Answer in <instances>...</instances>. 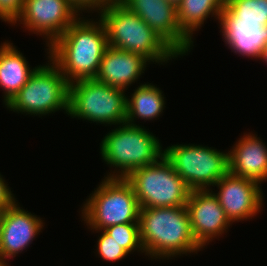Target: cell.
<instances>
[{"label":"cell","mask_w":267,"mask_h":266,"mask_svg":"<svg viewBox=\"0 0 267 266\" xmlns=\"http://www.w3.org/2000/svg\"><path fill=\"white\" fill-rule=\"evenodd\" d=\"M26 57L10 41L0 44V88L3 104L6 106L20 89L28 82L37 69L30 67Z\"/></svg>","instance_id":"18"},{"label":"cell","mask_w":267,"mask_h":266,"mask_svg":"<svg viewBox=\"0 0 267 266\" xmlns=\"http://www.w3.org/2000/svg\"><path fill=\"white\" fill-rule=\"evenodd\" d=\"M186 208L192 234L203 249L214 239L219 240L233 224L210 189L192 190Z\"/></svg>","instance_id":"13"},{"label":"cell","mask_w":267,"mask_h":266,"mask_svg":"<svg viewBox=\"0 0 267 266\" xmlns=\"http://www.w3.org/2000/svg\"><path fill=\"white\" fill-rule=\"evenodd\" d=\"M218 23L222 38L231 52L255 60L260 59L267 44V25H263V21H234L222 9Z\"/></svg>","instance_id":"15"},{"label":"cell","mask_w":267,"mask_h":266,"mask_svg":"<svg viewBox=\"0 0 267 266\" xmlns=\"http://www.w3.org/2000/svg\"><path fill=\"white\" fill-rule=\"evenodd\" d=\"M131 95H127L126 123L140 126L137 120L152 121L163 115L166 101L163 91L152 83H140ZM129 97V98H128ZM157 118V119H156Z\"/></svg>","instance_id":"19"},{"label":"cell","mask_w":267,"mask_h":266,"mask_svg":"<svg viewBox=\"0 0 267 266\" xmlns=\"http://www.w3.org/2000/svg\"><path fill=\"white\" fill-rule=\"evenodd\" d=\"M6 180L0 173V209H7L8 207L12 206L16 201L17 198L12 193L10 187L8 186Z\"/></svg>","instance_id":"26"},{"label":"cell","mask_w":267,"mask_h":266,"mask_svg":"<svg viewBox=\"0 0 267 266\" xmlns=\"http://www.w3.org/2000/svg\"><path fill=\"white\" fill-rule=\"evenodd\" d=\"M164 156L191 190L212 189L228 171V151L200 144H174Z\"/></svg>","instance_id":"9"},{"label":"cell","mask_w":267,"mask_h":266,"mask_svg":"<svg viewBox=\"0 0 267 266\" xmlns=\"http://www.w3.org/2000/svg\"><path fill=\"white\" fill-rule=\"evenodd\" d=\"M48 63L39 65L28 82L4 107L15 113L46 116L69 112V82L59 67L47 56Z\"/></svg>","instance_id":"6"},{"label":"cell","mask_w":267,"mask_h":266,"mask_svg":"<svg viewBox=\"0 0 267 266\" xmlns=\"http://www.w3.org/2000/svg\"><path fill=\"white\" fill-rule=\"evenodd\" d=\"M104 231L120 244L128 254L132 252L144 253L140 240L139 223H124L112 225L104 229Z\"/></svg>","instance_id":"22"},{"label":"cell","mask_w":267,"mask_h":266,"mask_svg":"<svg viewBox=\"0 0 267 266\" xmlns=\"http://www.w3.org/2000/svg\"><path fill=\"white\" fill-rule=\"evenodd\" d=\"M18 203L5 209L0 229V257L6 261L25 251L45 225L43 218L26 211Z\"/></svg>","instance_id":"14"},{"label":"cell","mask_w":267,"mask_h":266,"mask_svg":"<svg viewBox=\"0 0 267 266\" xmlns=\"http://www.w3.org/2000/svg\"><path fill=\"white\" fill-rule=\"evenodd\" d=\"M0 266H9L7 261L0 257Z\"/></svg>","instance_id":"29"},{"label":"cell","mask_w":267,"mask_h":266,"mask_svg":"<svg viewBox=\"0 0 267 266\" xmlns=\"http://www.w3.org/2000/svg\"><path fill=\"white\" fill-rule=\"evenodd\" d=\"M79 16L48 48L46 55L59 67L65 79L72 83L97 76L108 47L107 32L98 17Z\"/></svg>","instance_id":"1"},{"label":"cell","mask_w":267,"mask_h":266,"mask_svg":"<svg viewBox=\"0 0 267 266\" xmlns=\"http://www.w3.org/2000/svg\"><path fill=\"white\" fill-rule=\"evenodd\" d=\"M97 14L105 26L108 46L142 55L152 64L164 65L181 58L147 23L118 0L101 8Z\"/></svg>","instance_id":"3"},{"label":"cell","mask_w":267,"mask_h":266,"mask_svg":"<svg viewBox=\"0 0 267 266\" xmlns=\"http://www.w3.org/2000/svg\"><path fill=\"white\" fill-rule=\"evenodd\" d=\"M168 1L173 3L176 6L181 2V0H168Z\"/></svg>","instance_id":"30"},{"label":"cell","mask_w":267,"mask_h":266,"mask_svg":"<svg viewBox=\"0 0 267 266\" xmlns=\"http://www.w3.org/2000/svg\"><path fill=\"white\" fill-rule=\"evenodd\" d=\"M261 184L253 179L235 176L229 171L213 186L220 206L229 220L234 222L247 221L261 213L264 193Z\"/></svg>","instance_id":"12"},{"label":"cell","mask_w":267,"mask_h":266,"mask_svg":"<svg viewBox=\"0 0 267 266\" xmlns=\"http://www.w3.org/2000/svg\"><path fill=\"white\" fill-rule=\"evenodd\" d=\"M148 64L142 55L108 46L95 79L126 91L142 77Z\"/></svg>","instance_id":"16"},{"label":"cell","mask_w":267,"mask_h":266,"mask_svg":"<svg viewBox=\"0 0 267 266\" xmlns=\"http://www.w3.org/2000/svg\"><path fill=\"white\" fill-rule=\"evenodd\" d=\"M223 9L234 21H263L267 25V0H226Z\"/></svg>","instance_id":"21"},{"label":"cell","mask_w":267,"mask_h":266,"mask_svg":"<svg viewBox=\"0 0 267 266\" xmlns=\"http://www.w3.org/2000/svg\"><path fill=\"white\" fill-rule=\"evenodd\" d=\"M142 125H116L102 138L101 159L110 169L104 177L126 178L140 167L156 163L164 149L160 139ZM115 167V168H114Z\"/></svg>","instance_id":"4"},{"label":"cell","mask_w":267,"mask_h":266,"mask_svg":"<svg viewBox=\"0 0 267 266\" xmlns=\"http://www.w3.org/2000/svg\"><path fill=\"white\" fill-rule=\"evenodd\" d=\"M126 91L93 79L69 84L68 116L105 126L126 123Z\"/></svg>","instance_id":"7"},{"label":"cell","mask_w":267,"mask_h":266,"mask_svg":"<svg viewBox=\"0 0 267 266\" xmlns=\"http://www.w3.org/2000/svg\"><path fill=\"white\" fill-rule=\"evenodd\" d=\"M116 0H70V2L77 8V10L81 13V16L84 13H94L98 12L101 8L106 7L109 3L114 2Z\"/></svg>","instance_id":"25"},{"label":"cell","mask_w":267,"mask_h":266,"mask_svg":"<svg viewBox=\"0 0 267 266\" xmlns=\"http://www.w3.org/2000/svg\"><path fill=\"white\" fill-rule=\"evenodd\" d=\"M101 180L80 209L88 229L104 230L112 225L138 223L141 208L131 184L125 178Z\"/></svg>","instance_id":"5"},{"label":"cell","mask_w":267,"mask_h":266,"mask_svg":"<svg viewBox=\"0 0 267 266\" xmlns=\"http://www.w3.org/2000/svg\"><path fill=\"white\" fill-rule=\"evenodd\" d=\"M125 179L140 208L186 206L192 191L164 155L156 163L132 171Z\"/></svg>","instance_id":"8"},{"label":"cell","mask_w":267,"mask_h":266,"mask_svg":"<svg viewBox=\"0 0 267 266\" xmlns=\"http://www.w3.org/2000/svg\"><path fill=\"white\" fill-rule=\"evenodd\" d=\"M25 0H0V20L13 25L20 17Z\"/></svg>","instance_id":"24"},{"label":"cell","mask_w":267,"mask_h":266,"mask_svg":"<svg viewBox=\"0 0 267 266\" xmlns=\"http://www.w3.org/2000/svg\"><path fill=\"white\" fill-rule=\"evenodd\" d=\"M93 233H100L97 237L96 255L101 257L103 261L114 263L128 256V253L120 247V244L111 238L104 230H91Z\"/></svg>","instance_id":"23"},{"label":"cell","mask_w":267,"mask_h":266,"mask_svg":"<svg viewBox=\"0 0 267 266\" xmlns=\"http://www.w3.org/2000/svg\"><path fill=\"white\" fill-rule=\"evenodd\" d=\"M138 223L145 256L151 260H169L203 250L192 234L186 206L141 208Z\"/></svg>","instance_id":"2"},{"label":"cell","mask_w":267,"mask_h":266,"mask_svg":"<svg viewBox=\"0 0 267 266\" xmlns=\"http://www.w3.org/2000/svg\"><path fill=\"white\" fill-rule=\"evenodd\" d=\"M4 211H5V209H0V229H1V226H2V220H3V217H4Z\"/></svg>","instance_id":"28"},{"label":"cell","mask_w":267,"mask_h":266,"mask_svg":"<svg viewBox=\"0 0 267 266\" xmlns=\"http://www.w3.org/2000/svg\"><path fill=\"white\" fill-rule=\"evenodd\" d=\"M80 14L70 0H25L20 17L12 26L23 24L21 27L28 32L43 36L49 47Z\"/></svg>","instance_id":"10"},{"label":"cell","mask_w":267,"mask_h":266,"mask_svg":"<svg viewBox=\"0 0 267 266\" xmlns=\"http://www.w3.org/2000/svg\"><path fill=\"white\" fill-rule=\"evenodd\" d=\"M129 11L138 15L161 36L180 56L189 55L193 42L181 29L177 6L168 0H118Z\"/></svg>","instance_id":"11"},{"label":"cell","mask_w":267,"mask_h":266,"mask_svg":"<svg viewBox=\"0 0 267 266\" xmlns=\"http://www.w3.org/2000/svg\"><path fill=\"white\" fill-rule=\"evenodd\" d=\"M226 0H181L177 16L182 31L193 41V34L204 26L208 18L219 19Z\"/></svg>","instance_id":"20"},{"label":"cell","mask_w":267,"mask_h":266,"mask_svg":"<svg viewBox=\"0 0 267 266\" xmlns=\"http://www.w3.org/2000/svg\"><path fill=\"white\" fill-rule=\"evenodd\" d=\"M253 133L241 135L228 150L229 172L262 184L267 180V146Z\"/></svg>","instance_id":"17"},{"label":"cell","mask_w":267,"mask_h":266,"mask_svg":"<svg viewBox=\"0 0 267 266\" xmlns=\"http://www.w3.org/2000/svg\"><path fill=\"white\" fill-rule=\"evenodd\" d=\"M260 61H263L264 63H266L267 65V44L266 46L263 48V51H262V54H261V57L259 59Z\"/></svg>","instance_id":"27"}]
</instances>
